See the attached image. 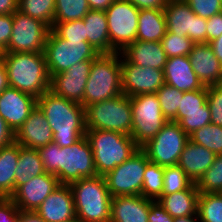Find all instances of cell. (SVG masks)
<instances>
[{"label": "cell", "instance_id": "6da1fadb", "mask_svg": "<svg viewBox=\"0 0 222 222\" xmlns=\"http://www.w3.org/2000/svg\"><path fill=\"white\" fill-rule=\"evenodd\" d=\"M38 153L46 173L54 174L60 184L70 183L97 175L93 152L86 136L69 147L51 142L40 147Z\"/></svg>", "mask_w": 222, "mask_h": 222}, {"label": "cell", "instance_id": "7a4b0ae2", "mask_svg": "<svg viewBox=\"0 0 222 222\" xmlns=\"http://www.w3.org/2000/svg\"><path fill=\"white\" fill-rule=\"evenodd\" d=\"M37 106L52 129L53 142L60 147H69L85 136V109L81 104L49 90L37 99Z\"/></svg>", "mask_w": 222, "mask_h": 222}, {"label": "cell", "instance_id": "3957f363", "mask_svg": "<svg viewBox=\"0 0 222 222\" xmlns=\"http://www.w3.org/2000/svg\"><path fill=\"white\" fill-rule=\"evenodd\" d=\"M9 86L39 98L50 90L51 77L44 52L1 53Z\"/></svg>", "mask_w": 222, "mask_h": 222}, {"label": "cell", "instance_id": "277c9868", "mask_svg": "<svg viewBox=\"0 0 222 222\" xmlns=\"http://www.w3.org/2000/svg\"><path fill=\"white\" fill-rule=\"evenodd\" d=\"M85 136L93 152L98 176H105L140 148L131 136L117 131L87 129Z\"/></svg>", "mask_w": 222, "mask_h": 222}, {"label": "cell", "instance_id": "5b68a950", "mask_svg": "<svg viewBox=\"0 0 222 222\" xmlns=\"http://www.w3.org/2000/svg\"><path fill=\"white\" fill-rule=\"evenodd\" d=\"M76 217L84 222H110L111 200L104 176L86 177L69 184Z\"/></svg>", "mask_w": 222, "mask_h": 222}, {"label": "cell", "instance_id": "8992f818", "mask_svg": "<svg viewBox=\"0 0 222 222\" xmlns=\"http://www.w3.org/2000/svg\"><path fill=\"white\" fill-rule=\"evenodd\" d=\"M120 52L99 54L90 68L83 95V107L112 99L122 94ZM120 59V60H119Z\"/></svg>", "mask_w": 222, "mask_h": 222}, {"label": "cell", "instance_id": "52a82bcc", "mask_svg": "<svg viewBox=\"0 0 222 222\" xmlns=\"http://www.w3.org/2000/svg\"><path fill=\"white\" fill-rule=\"evenodd\" d=\"M84 109L86 129L131 135L133 115L129 96L122 93L112 99L85 106Z\"/></svg>", "mask_w": 222, "mask_h": 222}, {"label": "cell", "instance_id": "ba28073f", "mask_svg": "<svg viewBox=\"0 0 222 222\" xmlns=\"http://www.w3.org/2000/svg\"><path fill=\"white\" fill-rule=\"evenodd\" d=\"M100 53L88 42L82 40H65L50 29L44 55L50 77L62 73L80 61L94 60Z\"/></svg>", "mask_w": 222, "mask_h": 222}, {"label": "cell", "instance_id": "9c48e42d", "mask_svg": "<svg viewBox=\"0 0 222 222\" xmlns=\"http://www.w3.org/2000/svg\"><path fill=\"white\" fill-rule=\"evenodd\" d=\"M130 102L133 115L130 136L141 147L155 137L168 121L162 114L156 93L130 97Z\"/></svg>", "mask_w": 222, "mask_h": 222}, {"label": "cell", "instance_id": "30bf717a", "mask_svg": "<svg viewBox=\"0 0 222 222\" xmlns=\"http://www.w3.org/2000/svg\"><path fill=\"white\" fill-rule=\"evenodd\" d=\"M189 136L177 122L168 121L160 132L140 148L150 162L159 166H176Z\"/></svg>", "mask_w": 222, "mask_h": 222}, {"label": "cell", "instance_id": "8fae6325", "mask_svg": "<svg viewBox=\"0 0 222 222\" xmlns=\"http://www.w3.org/2000/svg\"><path fill=\"white\" fill-rule=\"evenodd\" d=\"M139 11L127 0H114L105 10L110 44L116 52L136 41Z\"/></svg>", "mask_w": 222, "mask_h": 222}, {"label": "cell", "instance_id": "7c38bea8", "mask_svg": "<svg viewBox=\"0 0 222 222\" xmlns=\"http://www.w3.org/2000/svg\"><path fill=\"white\" fill-rule=\"evenodd\" d=\"M150 163L139 148L128 160L107 173L104 178L112 197L141 195L146 166Z\"/></svg>", "mask_w": 222, "mask_h": 222}, {"label": "cell", "instance_id": "4fadbf2b", "mask_svg": "<svg viewBox=\"0 0 222 222\" xmlns=\"http://www.w3.org/2000/svg\"><path fill=\"white\" fill-rule=\"evenodd\" d=\"M13 28L8 47L1 53L44 52L50 28L42 21L23 14H13Z\"/></svg>", "mask_w": 222, "mask_h": 222}, {"label": "cell", "instance_id": "5bb4252c", "mask_svg": "<svg viewBox=\"0 0 222 222\" xmlns=\"http://www.w3.org/2000/svg\"><path fill=\"white\" fill-rule=\"evenodd\" d=\"M163 11L167 32L188 37L194 43H206L207 19L191 11L185 0H168Z\"/></svg>", "mask_w": 222, "mask_h": 222}, {"label": "cell", "instance_id": "9a60e30c", "mask_svg": "<svg viewBox=\"0 0 222 222\" xmlns=\"http://www.w3.org/2000/svg\"><path fill=\"white\" fill-rule=\"evenodd\" d=\"M121 58V79L123 94L134 97L140 94L156 93L164 84V71L152 67H142Z\"/></svg>", "mask_w": 222, "mask_h": 222}, {"label": "cell", "instance_id": "2e32d148", "mask_svg": "<svg viewBox=\"0 0 222 222\" xmlns=\"http://www.w3.org/2000/svg\"><path fill=\"white\" fill-rule=\"evenodd\" d=\"M60 185L54 174L44 173L32 177L19 186L10 199L20 212H35L41 203Z\"/></svg>", "mask_w": 222, "mask_h": 222}, {"label": "cell", "instance_id": "e0dca14e", "mask_svg": "<svg viewBox=\"0 0 222 222\" xmlns=\"http://www.w3.org/2000/svg\"><path fill=\"white\" fill-rule=\"evenodd\" d=\"M91 65L92 60L80 61L68 70L54 74L51 77L50 91L59 97L81 104Z\"/></svg>", "mask_w": 222, "mask_h": 222}, {"label": "cell", "instance_id": "ac0fdd59", "mask_svg": "<svg viewBox=\"0 0 222 222\" xmlns=\"http://www.w3.org/2000/svg\"><path fill=\"white\" fill-rule=\"evenodd\" d=\"M37 105V98L8 87L0 94V116L15 134Z\"/></svg>", "mask_w": 222, "mask_h": 222}, {"label": "cell", "instance_id": "d6986e66", "mask_svg": "<svg viewBox=\"0 0 222 222\" xmlns=\"http://www.w3.org/2000/svg\"><path fill=\"white\" fill-rule=\"evenodd\" d=\"M44 222H65L76 217L69 185L60 184L35 211Z\"/></svg>", "mask_w": 222, "mask_h": 222}, {"label": "cell", "instance_id": "ffe728a7", "mask_svg": "<svg viewBox=\"0 0 222 222\" xmlns=\"http://www.w3.org/2000/svg\"><path fill=\"white\" fill-rule=\"evenodd\" d=\"M15 142L31 149H39L53 142L52 129L37 105L15 133Z\"/></svg>", "mask_w": 222, "mask_h": 222}, {"label": "cell", "instance_id": "44dd1931", "mask_svg": "<svg viewBox=\"0 0 222 222\" xmlns=\"http://www.w3.org/2000/svg\"><path fill=\"white\" fill-rule=\"evenodd\" d=\"M188 56L196 76L204 86L222 84V63L209 43H195Z\"/></svg>", "mask_w": 222, "mask_h": 222}, {"label": "cell", "instance_id": "7402d4cb", "mask_svg": "<svg viewBox=\"0 0 222 222\" xmlns=\"http://www.w3.org/2000/svg\"><path fill=\"white\" fill-rule=\"evenodd\" d=\"M153 202L141 195L112 197L110 222H149L148 214Z\"/></svg>", "mask_w": 222, "mask_h": 222}, {"label": "cell", "instance_id": "603a6c76", "mask_svg": "<svg viewBox=\"0 0 222 222\" xmlns=\"http://www.w3.org/2000/svg\"><path fill=\"white\" fill-rule=\"evenodd\" d=\"M163 71L165 84L175 87L179 91H194L206 87L196 76L190 64L189 56L167 58Z\"/></svg>", "mask_w": 222, "mask_h": 222}, {"label": "cell", "instance_id": "cb8c5ba5", "mask_svg": "<svg viewBox=\"0 0 222 222\" xmlns=\"http://www.w3.org/2000/svg\"><path fill=\"white\" fill-rule=\"evenodd\" d=\"M215 156L212 151L189 140L182 150L177 165L193 183H197L213 165Z\"/></svg>", "mask_w": 222, "mask_h": 222}, {"label": "cell", "instance_id": "d4e9b609", "mask_svg": "<svg viewBox=\"0 0 222 222\" xmlns=\"http://www.w3.org/2000/svg\"><path fill=\"white\" fill-rule=\"evenodd\" d=\"M121 55L134 65L159 70H164L167 61L161 42L136 40L128 45Z\"/></svg>", "mask_w": 222, "mask_h": 222}, {"label": "cell", "instance_id": "484cf974", "mask_svg": "<svg viewBox=\"0 0 222 222\" xmlns=\"http://www.w3.org/2000/svg\"><path fill=\"white\" fill-rule=\"evenodd\" d=\"M199 191L196 183L189 189L161 195L157 203L162 206L172 218L198 216Z\"/></svg>", "mask_w": 222, "mask_h": 222}, {"label": "cell", "instance_id": "4316f807", "mask_svg": "<svg viewBox=\"0 0 222 222\" xmlns=\"http://www.w3.org/2000/svg\"><path fill=\"white\" fill-rule=\"evenodd\" d=\"M87 42L100 54L116 51L111 47L105 11L90 9L83 18Z\"/></svg>", "mask_w": 222, "mask_h": 222}, {"label": "cell", "instance_id": "83f0119b", "mask_svg": "<svg viewBox=\"0 0 222 222\" xmlns=\"http://www.w3.org/2000/svg\"><path fill=\"white\" fill-rule=\"evenodd\" d=\"M167 32L165 14L159 9H141L136 40L160 42Z\"/></svg>", "mask_w": 222, "mask_h": 222}, {"label": "cell", "instance_id": "f1b7e54d", "mask_svg": "<svg viewBox=\"0 0 222 222\" xmlns=\"http://www.w3.org/2000/svg\"><path fill=\"white\" fill-rule=\"evenodd\" d=\"M19 160V144L15 141L0 147V198H10L15 191V169Z\"/></svg>", "mask_w": 222, "mask_h": 222}, {"label": "cell", "instance_id": "f546056e", "mask_svg": "<svg viewBox=\"0 0 222 222\" xmlns=\"http://www.w3.org/2000/svg\"><path fill=\"white\" fill-rule=\"evenodd\" d=\"M46 173L37 149L19 145V160L15 169V190L32 177Z\"/></svg>", "mask_w": 222, "mask_h": 222}, {"label": "cell", "instance_id": "4dcf8cb0", "mask_svg": "<svg viewBox=\"0 0 222 222\" xmlns=\"http://www.w3.org/2000/svg\"><path fill=\"white\" fill-rule=\"evenodd\" d=\"M56 0H18V10L44 22L50 29L54 23Z\"/></svg>", "mask_w": 222, "mask_h": 222}, {"label": "cell", "instance_id": "1f68e13d", "mask_svg": "<svg viewBox=\"0 0 222 222\" xmlns=\"http://www.w3.org/2000/svg\"><path fill=\"white\" fill-rule=\"evenodd\" d=\"M89 10L87 0H56L54 23L83 19Z\"/></svg>", "mask_w": 222, "mask_h": 222}, {"label": "cell", "instance_id": "d6a6232c", "mask_svg": "<svg viewBox=\"0 0 222 222\" xmlns=\"http://www.w3.org/2000/svg\"><path fill=\"white\" fill-rule=\"evenodd\" d=\"M189 140L207 148L215 155L222 154V126L210 123L190 134Z\"/></svg>", "mask_w": 222, "mask_h": 222}, {"label": "cell", "instance_id": "836d02e7", "mask_svg": "<svg viewBox=\"0 0 222 222\" xmlns=\"http://www.w3.org/2000/svg\"><path fill=\"white\" fill-rule=\"evenodd\" d=\"M164 167L150 162L145 169L141 196L157 201L164 185Z\"/></svg>", "mask_w": 222, "mask_h": 222}, {"label": "cell", "instance_id": "e575fe53", "mask_svg": "<svg viewBox=\"0 0 222 222\" xmlns=\"http://www.w3.org/2000/svg\"><path fill=\"white\" fill-rule=\"evenodd\" d=\"M194 112H210L207 104V87L204 89L183 92L177 115L172 121L178 123L183 117H185V113Z\"/></svg>", "mask_w": 222, "mask_h": 222}, {"label": "cell", "instance_id": "d590c367", "mask_svg": "<svg viewBox=\"0 0 222 222\" xmlns=\"http://www.w3.org/2000/svg\"><path fill=\"white\" fill-rule=\"evenodd\" d=\"M198 217L200 222H222V193H200Z\"/></svg>", "mask_w": 222, "mask_h": 222}, {"label": "cell", "instance_id": "8d00e7d4", "mask_svg": "<svg viewBox=\"0 0 222 222\" xmlns=\"http://www.w3.org/2000/svg\"><path fill=\"white\" fill-rule=\"evenodd\" d=\"M199 193H222V154L196 183Z\"/></svg>", "mask_w": 222, "mask_h": 222}, {"label": "cell", "instance_id": "74e56055", "mask_svg": "<svg viewBox=\"0 0 222 222\" xmlns=\"http://www.w3.org/2000/svg\"><path fill=\"white\" fill-rule=\"evenodd\" d=\"M162 195L189 189L194 183L178 165L164 167Z\"/></svg>", "mask_w": 222, "mask_h": 222}, {"label": "cell", "instance_id": "f35d334b", "mask_svg": "<svg viewBox=\"0 0 222 222\" xmlns=\"http://www.w3.org/2000/svg\"><path fill=\"white\" fill-rule=\"evenodd\" d=\"M156 94L160 101L163 116L167 121H172L177 115L183 91H179L175 87L164 84Z\"/></svg>", "mask_w": 222, "mask_h": 222}, {"label": "cell", "instance_id": "ab89813d", "mask_svg": "<svg viewBox=\"0 0 222 222\" xmlns=\"http://www.w3.org/2000/svg\"><path fill=\"white\" fill-rule=\"evenodd\" d=\"M163 50L166 57L188 56L195 44L188 37L176 36L173 33L166 32L161 39Z\"/></svg>", "mask_w": 222, "mask_h": 222}, {"label": "cell", "instance_id": "60d3db41", "mask_svg": "<svg viewBox=\"0 0 222 222\" xmlns=\"http://www.w3.org/2000/svg\"><path fill=\"white\" fill-rule=\"evenodd\" d=\"M83 19L67 21L62 23H53L52 30L65 40H82L87 42Z\"/></svg>", "mask_w": 222, "mask_h": 222}, {"label": "cell", "instance_id": "b9f144b4", "mask_svg": "<svg viewBox=\"0 0 222 222\" xmlns=\"http://www.w3.org/2000/svg\"><path fill=\"white\" fill-rule=\"evenodd\" d=\"M207 104L211 113V123L222 126V84L207 86Z\"/></svg>", "mask_w": 222, "mask_h": 222}, {"label": "cell", "instance_id": "7bdbcfd3", "mask_svg": "<svg viewBox=\"0 0 222 222\" xmlns=\"http://www.w3.org/2000/svg\"><path fill=\"white\" fill-rule=\"evenodd\" d=\"M211 123V113L210 112H194L185 113L179 122L181 129L189 136L194 131L202 128Z\"/></svg>", "mask_w": 222, "mask_h": 222}, {"label": "cell", "instance_id": "ee69618b", "mask_svg": "<svg viewBox=\"0 0 222 222\" xmlns=\"http://www.w3.org/2000/svg\"><path fill=\"white\" fill-rule=\"evenodd\" d=\"M191 11L202 18H211L222 12V0H185Z\"/></svg>", "mask_w": 222, "mask_h": 222}, {"label": "cell", "instance_id": "f6af8a7d", "mask_svg": "<svg viewBox=\"0 0 222 222\" xmlns=\"http://www.w3.org/2000/svg\"><path fill=\"white\" fill-rule=\"evenodd\" d=\"M21 212L10 198H0V222H20Z\"/></svg>", "mask_w": 222, "mask_h": 222}, {"label": "cell", "instance_id": "bcb514c9", "mask_svg": "<svg viewBox=\"0 0 222 222\" xmlns=\"http://www.w3.org/2000/svg\"><path fill=\"white\" fill-rule=\"evenodd\" d=\"M12 28V14L0 15V53L8 47L12 34Z\"/></svg>", "mask_w": 222, "mask_h": 222}, {"label": "cell", "instance_id": "7dc6e473", "mask_svg": "<svg viewBox=\"0 0 222 222\" xmlns=\"http://www.w3.org/2000/svg\"><path fill=\"white\" fill-rule=\"evenodd\" d=\"M222 35V12L207 19L206 43L219 38Z\"/></svg>", "mask_w": 222, "mask_h": 222}, {"label": "cell", "instance_id": "c3c4849f", "mask_svg": "<svg viewBox=\"0 0 222 222\" xmlns=\"http://www.w3.org/2000/svg\"><path fill=\"white\" fill-rule=\"evenodd\" d=\"M148 218L149 222H173L174 220L157 201L151 204Z\"/></svg>", "mask_w": 222, "mask_h": 222}, {"label": "cell", "instance_id": "681fc988", "mask_svg": "<svg viewBox=\"0 0 222 222\" xmlns=\"http://www.w3.org/2000/svg\"><path fill=\"white\" fill-rule=\"evenodd\" d=\"M131 2L136 8L141 9H159L163 10L168 0H127Z\"/></svg>", "mask_w": 222, "mask_h": 222}, {"label": "cell", "instance_id": "f907efd6", "mask_svg": "<svg viewBox=\"0 0 222 222\" xmlns=\"http://www.w3.org/2000/svg\"><path fill=\"white\" fill-rule=\"evenodd\" d=\"M15 141V134L8 127L6 121L0 116V147L12 144Z\"/></svg>", "mask_w": 222, "mask_h": 222}, {"label": "cell", "instance_id": "816d5d0a", "mask_svg": "<svg viewBox=\"0 0 222 222\" xmlns=\"http://www.w3.org/2000/svg\"><path fill=\"white\" fill-rule=\"evenodd\" d=\"M18 10V0H0V15L13 14Z\"/></svg>", "mask_w": 222, "mask_h": 222}, {"label": "cell", "instance_id": "f5cc1de1", "mask_svg": "<svg viewBox=\"0 0 222 222\" xmlns=\"http://www.w3.org/2000/svg\"><path fill=\"white\" fill-rule=\"evenodd\" d=\"M90 9L105 11L114 0H87Z\"/></svg>", "mask_w": 222, "mask_h": 222}, {"label": "cell", "instance_id": "db71d44e", "mask_svg": "<svg viewBox=\"0 0 222 222\" xmlns=\"http://www.w3.org/2000/svg\"><path fill=\"white\" fill-rule=\"evenodd\" d=\"M9 87L7 71L5 68V64L0 58V94Z\"/></svg>", "mask_w": 222, "mask_h": 222}, {"label": "cell", "instance_id": "11a10c76", "mask_svg": "<svg viewBox=\"0 0 222 222\" xmlns=\"http://www.w3.org/2000/svg\"><path fill=\"white\" fill-rule=\"evenodd\" d=\"M214 51L215 56L222 63V35L209 43Z\"/></svg>", "mask_w": 222, "mask_h": 222}, {"label": "cell", "instance_id": "9f6ffc18", "mask_svg": "<svg viewBox=\"0 0 222 222\" xmlns=\"http://www.w3.org/2000/svg\"><path fill=\"white\" fill-rule=\"evenodd\" d=\"M20 222H44L36 212H21Z\"/></svg>", "mask_w": 222, "mask_h": 222}, {"label": "cell", "instance_id": "6f0895ef", "mask_svg": "<svg viewBox=\"0 0 222 222\" xmlns=\"http://www.w3.org/2000/svg\"><path fill=\"white\" fill-rule=\"evenodd\" d=\"M196 217V218H195ZM199 221L198 216H188V217H182V218H174L173 222H197Z\"/></svg>", "mask_w": 222, "mask_h": 222}, {"label": "cell", "instance_id": "680465c9", "mask_svg": "<svg viewBox=\"0 0 222 222\" xmlns=\"http://www.w3.org/2000/svg\"><path fill=\"white\" fill-rule=\"evenodd\" d=\"M65 222H84V221L81 220V219L78 218V217H75V218H73V219H71V220H69V221H65Z\"/></svg>", "mask_w": 222, "mask_h": 222}]
</instances>
